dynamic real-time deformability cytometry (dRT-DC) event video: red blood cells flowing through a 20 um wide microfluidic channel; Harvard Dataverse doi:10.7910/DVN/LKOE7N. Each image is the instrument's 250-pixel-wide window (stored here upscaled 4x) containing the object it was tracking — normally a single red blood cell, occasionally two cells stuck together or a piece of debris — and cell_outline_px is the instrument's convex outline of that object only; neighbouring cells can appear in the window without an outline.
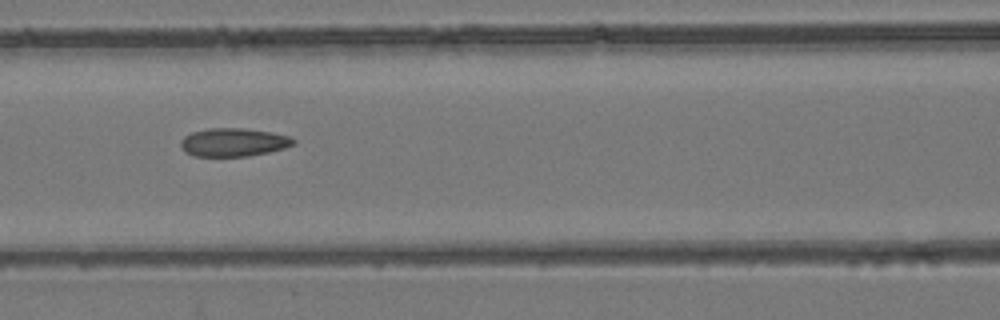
{"species": "common noctule bat (a hibernating species)", "species_latin": "Nyctalus noctula", "temperature_condition": "room temperature", "stored_images_in_passage": 6, "camera_frame_rate_fps": 3000, "um_per_image_px": 0.085, "animal": {"sex": "female", "body_mass_g": 24.6, "forearm_length_mm": 56.2}, "frame": {"image": 1, "passage_image": 4, "time_ms": 3.333, "image_size_px": [1000, 320], "cell_outline_px": [[296, 144], [284, 148], [268, 152], [248, 156], [196, 156], [184, 152], [180, 144], [180, 140], [184, 136], [192, 132], [208, 128], [244, 128], [272, 132], [292, 136], [296, 140]], "centroid_in_image_um": [19.87, 12.08], "position_along_channel_um": 146.7, "area_um2": 18.79}}
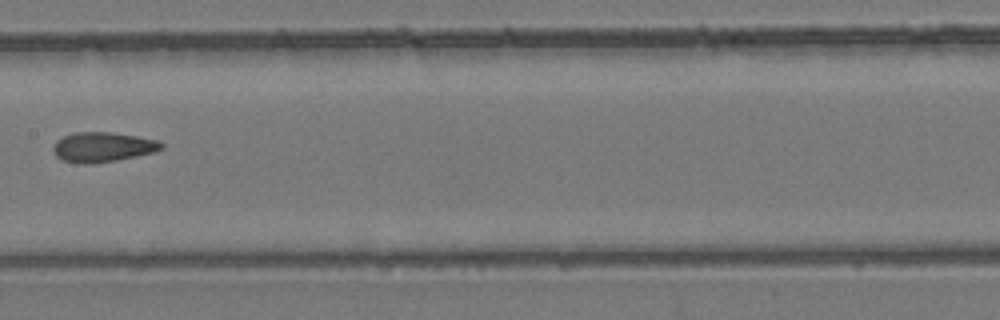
{"frame": {"image": 2, "passage_image": 5, "time_ms": 4.667, "image_size_px": [1000, 320], "cell_outline_px": [[164, 148], [152, 152], [136, 156], [116, 160], [92, 164], [84, 164], [64, 160], [56, 156], [52, 152], [52, 148], [56, 140], [64, 136], [76, 132], [112, 132], [136, 136], [156, 140], [164, 144]], "centroid_in_image_um": [8.7, 12.5], "position_along_channel_um": 198.7, "area_um2": 18.73}}
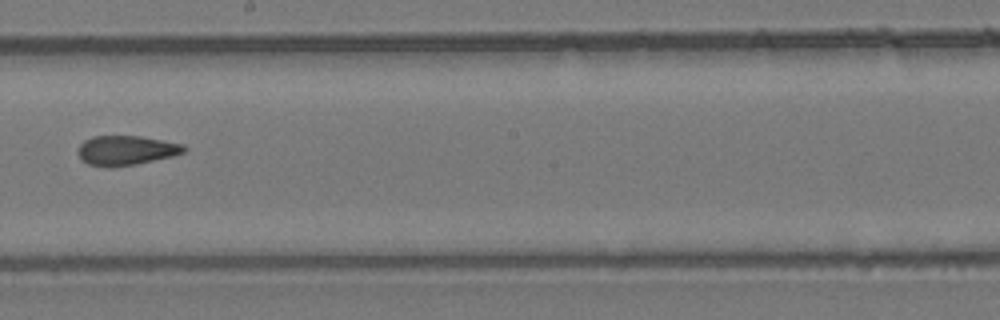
{"frame": {"image": 3, "passage_image": 6, "time_ms": 5.667, "image_size_px": [1000, 320], "cell_outline_px": [[188, 148], [184, 152], [172, 156], [136, 164], [112, 168], [108, 168], [88, 164], [80, 160], [76, 152], [80, 144], [84, 140], [92, 136], [140, 136], [184, 144]], "centroid_in_image_um": [10.68, 12.79], "position_along_channel_um": 237.5, "area_um2": 18.55}}